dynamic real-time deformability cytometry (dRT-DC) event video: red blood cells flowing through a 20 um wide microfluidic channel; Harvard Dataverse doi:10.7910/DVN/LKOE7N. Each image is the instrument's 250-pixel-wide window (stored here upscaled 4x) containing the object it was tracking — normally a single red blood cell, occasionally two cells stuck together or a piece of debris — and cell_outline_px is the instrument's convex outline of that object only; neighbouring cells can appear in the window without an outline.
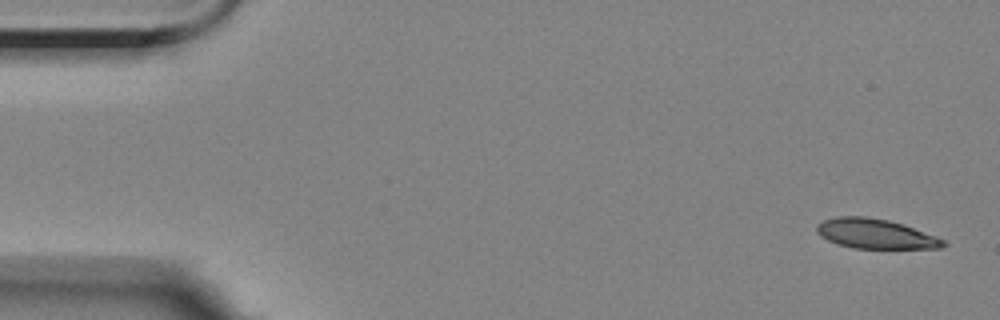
{"species": "Egyptian fruit bat (a non-hibernating species)", "species_latin": "Rousettus aegyptiacus", "temperature_condition": "room temperature", "stored_images_in_passage": 4, "camera_frame_rate_fps": 3000, "um_per_image_px": 0.085, "animal": {"sex": "female"}, "frame": {"image": 1, "passage_image": 1, "time_ms": 0.0, "image_size_px": [1000, 320], "cell_outline_px": [[948, 244], [940, 248], [852, 248], [828, 240], [820, 236], [816, 232], [816, 228], [824, 220], [836, 216], [868, 216], [888, 220], [904, 224], [936, 236], [944, 240]], "centroid_in_image_um": [74.43, 19.86], "position_along_channel_um": 10.6, "area_um2": 21.85}}
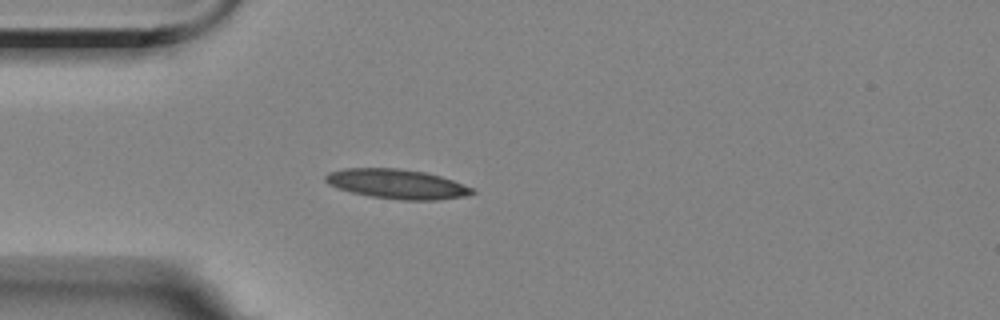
{"frame": {"image": 2, "passage_image": 4, "time_ms": 4.333, "image_size_px": [1000, 320], "cell_outline_px": [[476, 192], [464, 196], [436, 200], [400, 200], [368, 196], [336, 188], [328, 184], [324, 180], [324, 176], [328, 172], [344, 168], [396, 168], [424, 172], [440, 176], [452, 180], [472, 188]], "centroid_in_image_um": [33.68, 15.64], "position_along_channel_um": 51.3, "area_um2": 25.26}}